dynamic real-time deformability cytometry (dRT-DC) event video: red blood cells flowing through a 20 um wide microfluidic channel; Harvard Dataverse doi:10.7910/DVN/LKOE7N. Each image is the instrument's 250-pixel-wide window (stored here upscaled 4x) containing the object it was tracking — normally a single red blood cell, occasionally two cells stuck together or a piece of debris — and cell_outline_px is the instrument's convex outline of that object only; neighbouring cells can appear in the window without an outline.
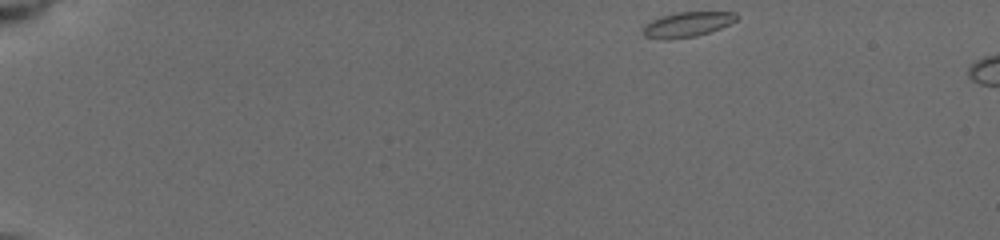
{"species": "common noctule bat (a hibernating species)", "species_latin": "Nyctalus noctula", "temperature_condition": "cold", "stored_images_in_passage": 7, "camera_frame_rate_fps": 3000, "um_per_image_px": 0.085, "animal": {"sex": "female", "body_mass_g": 19.5, "forearm_length_mm": 54.1}, "frame": {"image": 1, "passage_image": 1, "time_ms": 0.0, "image_size_px": [1000, 240], "cell_outline_px": [[736, 20], [720, 28], [696, 36], [644, 36], [644, 24], [652, 20], [676, 12], [736, 12]], "centroid_in_image_um": [58.49, 2.01], "position_along_channel_um": 26.5, "area_um2": 12.6}}